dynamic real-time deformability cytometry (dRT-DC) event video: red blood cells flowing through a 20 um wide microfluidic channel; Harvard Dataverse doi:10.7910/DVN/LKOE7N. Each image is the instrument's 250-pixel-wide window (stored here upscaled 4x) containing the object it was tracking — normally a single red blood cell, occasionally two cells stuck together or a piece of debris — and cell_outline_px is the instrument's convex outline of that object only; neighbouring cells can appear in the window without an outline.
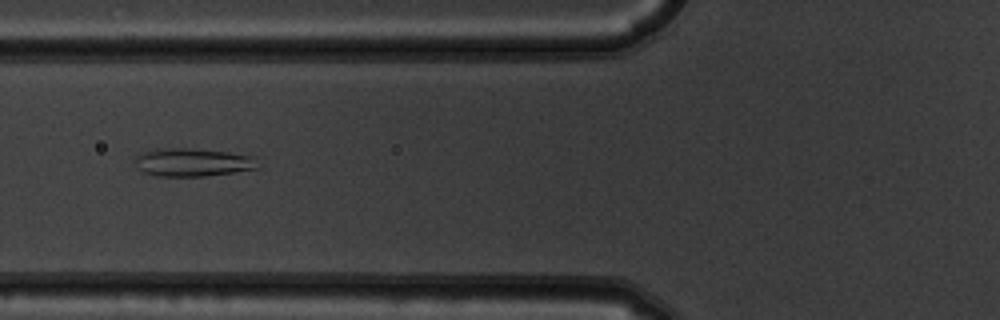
{"species": "common noctule bat (a hibernating species)", "species_latin": "Nyctalus noctula", "temperature_condition": "warm", "stored_images_in_passage": 7, "camera_frame_rate_fps": 3000, "um_per_image_px": 0.085, "animal": {"sex": "male", "body_mass_g": 19.5, "forearm_length_mm": 54.6}, "frame": {"image": 1, "passage_image": 6, "time_ms": 1.667, "image_size_px": [1000, 320], "cell_outline_px": [[260, 168], [204, 176], [156, 176], [144, 172], [132, 160], [136, 156], [152, 148], [188, 148], [228, 152], [252, 156]], "centroid_in_image_um": [16.33, 13.79], "position_along_channel_um": 109.5, "area_um2": 20.06}}